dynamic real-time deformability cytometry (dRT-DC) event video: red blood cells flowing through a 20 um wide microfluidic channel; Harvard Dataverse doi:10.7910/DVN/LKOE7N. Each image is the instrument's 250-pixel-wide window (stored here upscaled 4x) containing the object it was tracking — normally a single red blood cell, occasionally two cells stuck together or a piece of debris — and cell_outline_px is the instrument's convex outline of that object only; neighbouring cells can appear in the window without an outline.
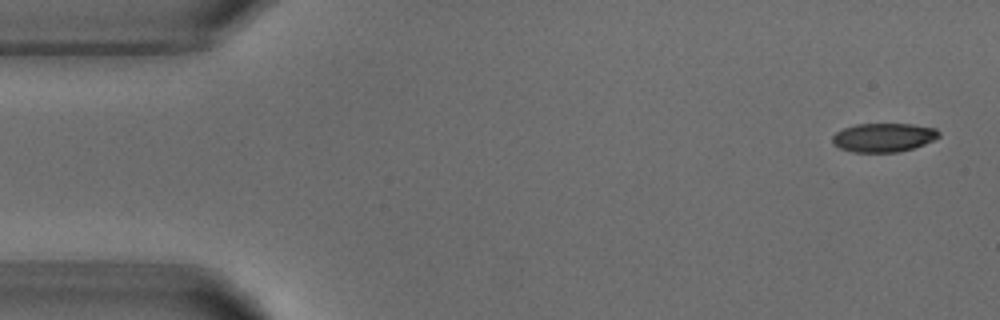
{"species": "common noctule bat (a hibernating species)", "species_latin": "Nyctalus noctula", "temperature_condition": "warm", "stored_images_in_passage": 4, "camera_frame_rate_fps": 3000, "um_per_image_px": 0.085, "animal": {"sex": "male", "body_mass_g": 18.8}, "frame": {"image": 1, "passage_image": 1, "time_ms": 0.0, "image_size_px": [1000, 320], "cell_outline_px": [[940, 136], [924, 144], [900, 152], [852, 152], [840, 148], [832, 144], [832, 136], [836, 132], [844, 128], [856, 124], [912, 124], [936, 128], [940, 132]], "centroid_in_image_um": [75.09, 11.68], "position_along_channel_um": 9.9, "area_um2": 17.92}}
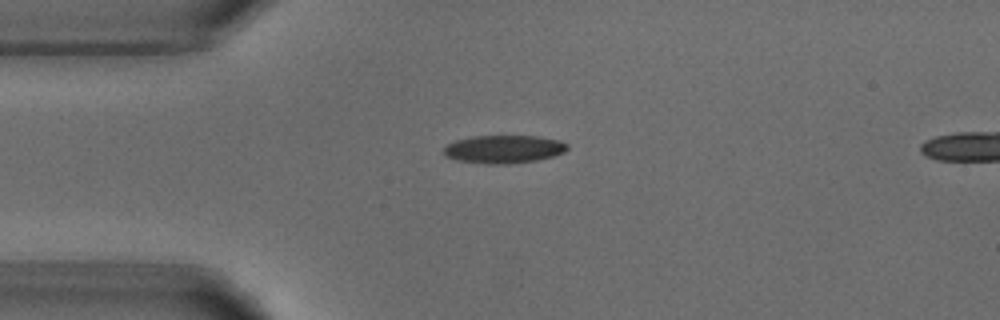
{"frame": {"image": 2, "passage_image": 3, "time_ms": 3.333, "image_size_px": [1000, 320], "cell_outline_px": [[568, 148], [564, 152], [552, 156], [536, 160], [508, 164], [488, 164], [456, 160], [444, 156], [444, 148], [448, 144], [456, 140], [472, 136], [536, 136], [560, 140], [568, 144]], "centroid_in_image_um": [42.81, 12.68], "position_along_channel_um": 42.2, "area_um2": 20.17}}